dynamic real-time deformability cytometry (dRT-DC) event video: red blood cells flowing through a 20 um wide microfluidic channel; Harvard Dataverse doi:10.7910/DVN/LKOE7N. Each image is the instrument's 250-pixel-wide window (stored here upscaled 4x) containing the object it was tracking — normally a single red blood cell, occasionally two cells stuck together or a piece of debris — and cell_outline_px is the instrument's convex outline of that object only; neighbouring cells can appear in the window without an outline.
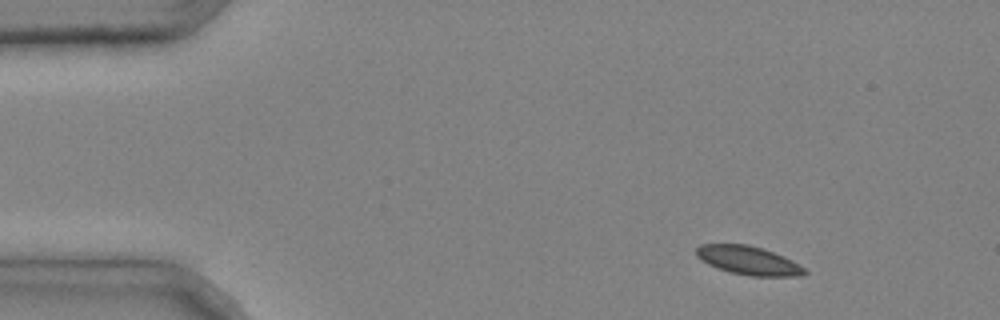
{"species": "common noctule bat (a hibernating species)", "species_latin": "Nyctalus noctula", "temperature_condition": "cold", "stored_images_in_passage": 4, "segment_of_instrument_passage": [1, 2], "camera_frame_rate_fps": 3000, "um_per_image_px": 0.085, "animal": {"sex": "male", "body_mass_g": 20.4}, "frame": {"image": 1, "passage_image": 1, "time_ms": 0.0, "image_size_px": [1000, 320], "cell_outline_px": [[808, 272], [800, 276], [752, 276], [732, 272], [708, 264], [696, 256], [696, 248], [700, 244], [748, 244], [784, 256], [792, 260], [804, 268]], "centroid_in_image_um": [63.62, 22.13], "position_along_channel_um": 21.4, "area_um2": 17.8}}
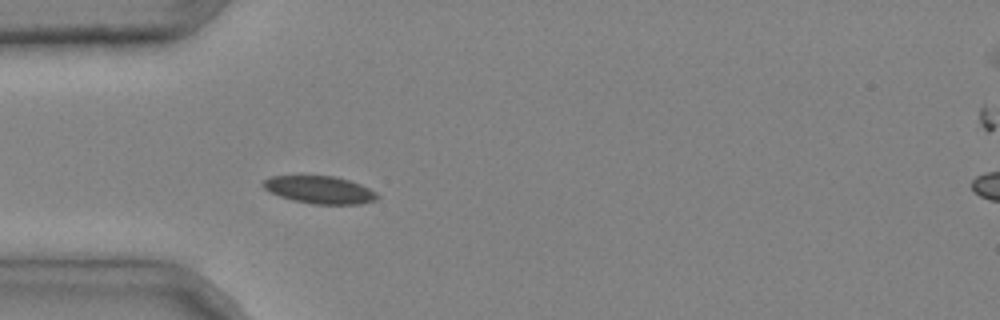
{"frame": {"image": 2, "passage_image": 3, "time_ms": 0.667, "image_size_px": [1000, 320], "cell_outline_px": [[380, 196], [376, 200], [360, 204], [312, 204], [292, 200], [268, 192], [260, 184], [264, 180], [272, 176], [336, 176], [360, 184], [376, 192]], "centroid_in_image_um": [27.16, 16.14], "position_along_channel_um": 57.8, "area_um2": 18.38}}